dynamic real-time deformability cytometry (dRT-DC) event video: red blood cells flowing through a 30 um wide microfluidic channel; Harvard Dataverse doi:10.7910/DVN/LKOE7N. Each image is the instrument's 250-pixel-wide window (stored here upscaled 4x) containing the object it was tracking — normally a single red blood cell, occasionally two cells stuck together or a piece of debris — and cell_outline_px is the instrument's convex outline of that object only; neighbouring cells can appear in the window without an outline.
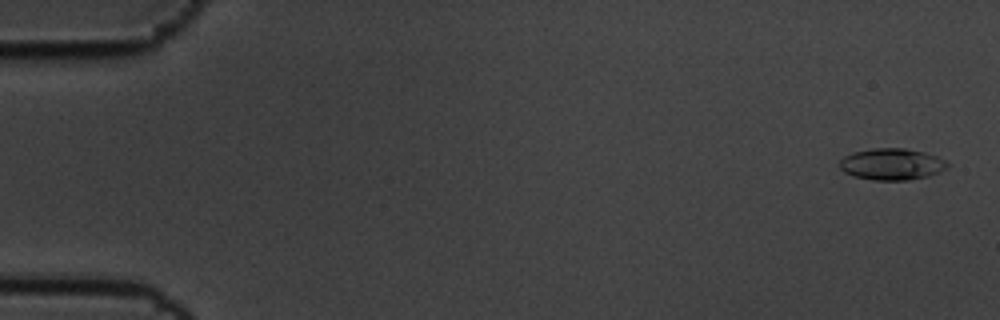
{"species": "common noctule bat (a hibernating species)", "species_latin": "Nyctalus noctula", "temperature_condition": "cold", "stored_images_in_passage": 9, "segment_of_instrument_passage": [1, 2], "camera_frame_rate_fps": 3000, "um_per_image_px": 0.085, "animal": {"sex": "male", "body_mass_g": 19.5, "forearm_length_mm": 54.6}, "frame": {"image": 1, "passage_image": 1, "time_ms": 0.0, "image_size_px": [1000, 320], "cell_outline_px": [[948, 168], [940, 172], [928, 176], [908, 180], [872, 180], [852, 176], [844, 172], [840, 168], [840, 160], [844, 156], [852, 152], [872, 148], [904, 148], [924, 152], [936, 156], [944, 160], [948, 164]], "centroid_in_image_um": [75.78, 13.96], "position_along_channel_um": 9.2, "area_um2": 19.94}}
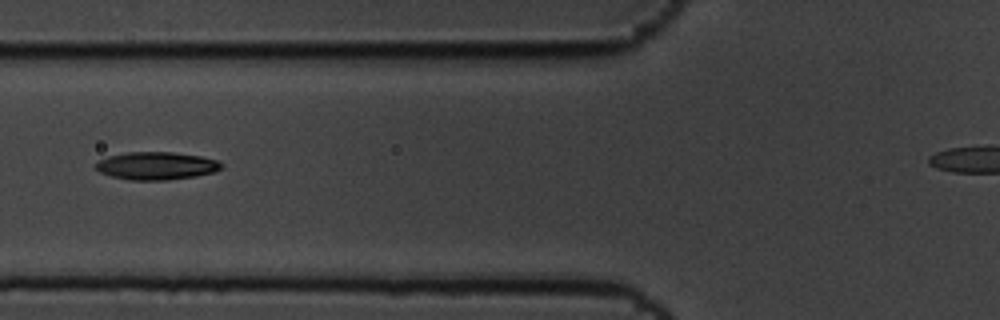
{"frame": {"image": 2, "passage_image": 7, "time_ms": 2.0, "image_size_px": [1000, 320], "cell_outline_px": [[224, 164], [220, 168], [212, 172], [196, 176], [168, 180], [128, 180], [112, 176], [100, 172], [96, 168], [96, 160], [108, 156], [128, 152], [172, 152], [200, 156], [216, 160]], "centroid_in_image_um": [13.26, 14.09], "position_along_channel_um": 112.5, "area_um2": 20.29}}
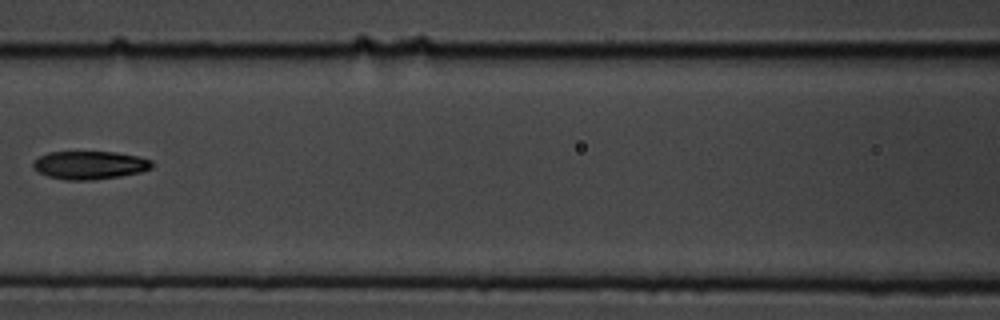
{"frame": {"image": 3, "passage_image": 8, "time_ms": 2.333, "image_size_px": [1000, 320], "cell_outline_px": [[152, 168], [140, 172], [120, 176], [92, 180], [64, 180], [48, 176], [36, 172], [32, 168], [32, 160], [48, 152], [116, 152], [140, 156], [152, 160]], "centroid_in_image_um": [7.59, 14.03], "position_along_channel_um": 159.0, "area_um2": 19.77}}